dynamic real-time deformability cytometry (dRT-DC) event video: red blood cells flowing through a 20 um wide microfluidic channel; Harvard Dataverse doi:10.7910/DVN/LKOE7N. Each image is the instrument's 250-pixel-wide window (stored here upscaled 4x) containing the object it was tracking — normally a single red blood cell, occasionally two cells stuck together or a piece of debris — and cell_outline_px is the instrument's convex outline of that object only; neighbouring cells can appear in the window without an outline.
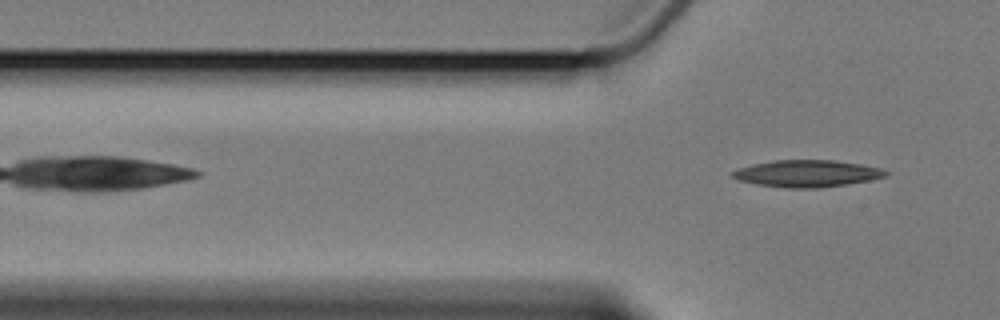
{"species": "Egyptian fruit bat (a non-hibernating species)", "species_latin": "Rousettus aegyptiacus", "temperature_condition": "cold", "stored_images_in_passage": 5, "camera_frame_rate_fps": 3000, "um_per_image_px": 0.085, "animal": {"sex": "female"}, "frame": {"image": 1, "passage_image": 5, "time_ms": 4.667, "image_size_px": [1000, 320], "cell_outline_px": [[892, 172], [888, 176], [848, 184], [816, 188], [784, 188], [756, 184], [740, 180], [732, 176], [732, 172], [736, 168], [752, 164], [772, 160], [832, 160], [864, 164], [884, 168]], "centroid_in_image_um": [68.65, 14.74], "position_along_channel_um": 57.1, "area_um2": 24.33}}